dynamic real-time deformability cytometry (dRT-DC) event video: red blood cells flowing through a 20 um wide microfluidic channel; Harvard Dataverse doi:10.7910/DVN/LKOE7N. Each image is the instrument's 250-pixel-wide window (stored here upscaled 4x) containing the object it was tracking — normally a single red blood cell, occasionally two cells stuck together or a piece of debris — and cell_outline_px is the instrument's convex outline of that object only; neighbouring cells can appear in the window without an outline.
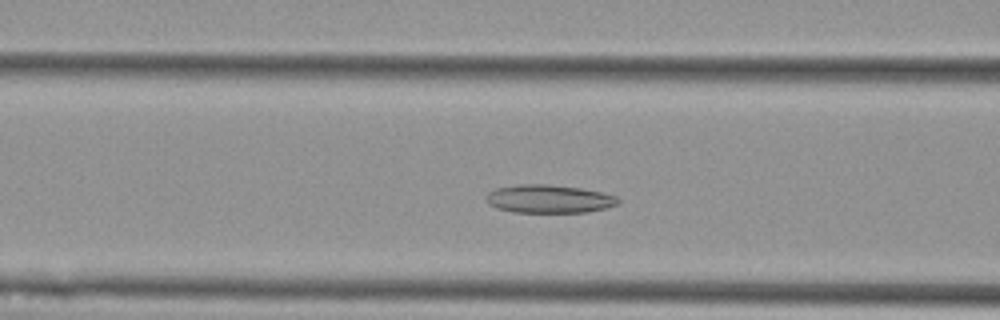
{"species": "Egyptian fruit bat (a non-hibernating species)", "species_latin": "Rousettus aegyptiacus", "temperature_condition": "cold", "stored_images_in_passage": 40, "camera_frame_rate_fps": 3000, "um_per_image_px": 0.085, "animal": {"sex": "female"}, "frame": {"image": 1, "passage_image": 6, "time_ms": 1.667, "image_size_px": [1000, 320], "cell_outline_px": [[620, 200], [616, 204], [604, 208], [588, 212], [512, 212], [496, 208], [488, 204], [484, 200], [484, 196], [488, 192], [496, 188], [520, 184], [548, 184], [580, 188], [600, 192], [616, 196]], "centroid_in_image_um": [46.58, 16.9], "position_along_channel_um": 120.0, "area_um2": 21.73}}
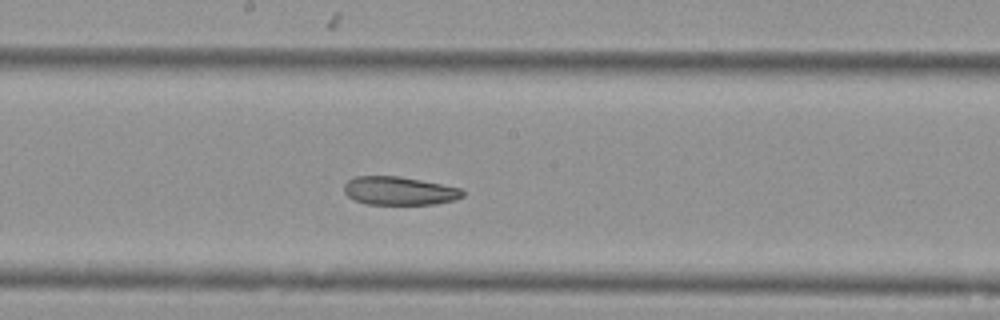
{"frame": {"image": 2, "passage_image": 14, "time_ms": 4.333, "image_size_px": [1000, 320], "cell_outline_px": [[464, 196], [456, 200], [436, 204], [368, 204], [356, 200], [348, 196], [344, 192], [344, 184], [348, 180], [356, 176], [396, 176], [420, 180], [460, 188], [464, 192]], "centroid_in_image_um": [33.94, 16.22], "position_along_channel_um": 214.3, "area_um2": 19.48}}
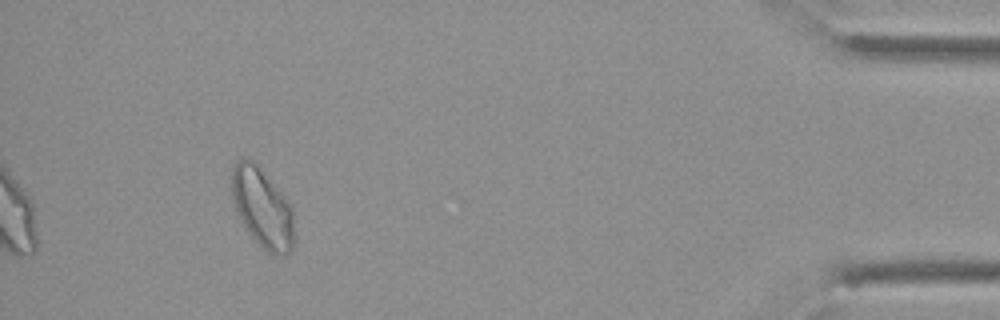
{"frame": {"image": 3, "passage_image": 36, "time_ms": 11.667, "image_size_px": [1000, 320], "cell_outline_px": [[296, 240], [292, 252], [284, 256], [280, 256], [268, 252], [248, 232], [236, 212], [232, 196], [232, 168], [236, 160], [244, 156], [252, 160], [292, 204]], "centroid_in_image_um": [22.34, 17.7], "position_along_channel_um": 412.9, "area_um2": 29.3}, "authors_computed_cell_mechanics": {"area_um2": 21.8195, "velocity_mm_per_s": 3.5501, "shape_relaxation_time_tau1_ms": null, "shape_relaxation_time_tau2_ms": 6.2041, "deformation_change_tau1": null, "deformation_change_tau2": 0.1153}}